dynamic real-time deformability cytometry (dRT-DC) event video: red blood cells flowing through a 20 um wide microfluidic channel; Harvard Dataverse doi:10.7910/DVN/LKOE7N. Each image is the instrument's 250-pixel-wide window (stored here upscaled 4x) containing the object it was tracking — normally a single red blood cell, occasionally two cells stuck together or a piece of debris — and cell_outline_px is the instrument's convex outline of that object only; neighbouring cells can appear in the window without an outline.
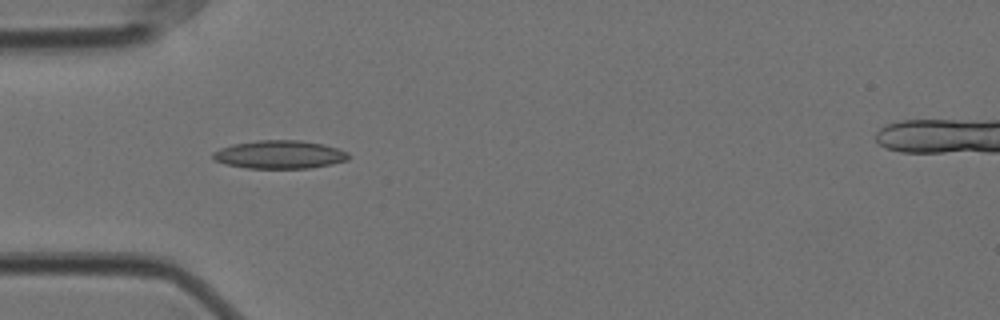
{"species": "Egyptian fruit bat (a non-hibernating species)", "species_latin": "Rousettus aegyptiacus", "temperature_condition": "cold", "stored_images_in_passage": 15, "camera_frame_rate_fps": 3000, "um_per_image_px": 0.085, "animal": {"sex": "female"}, "frame": {"image": 1, "passage_image": 5, "time_ms": 1.333, "image_size_px": [1000, 320], "cell_outline_px": [[348, 160], [332, 164], [312, 168], [248, 168], [224, 164], [216, 160], [212, 156], [212, 152], [220, 148], [232, 144], [256, 140], [300, 140], [324, 144], [348, 152]], "centroid_in_image_um": [23.75, 13.13], "position_along_channel_um": 61.2, "area_um2": 22.37}}
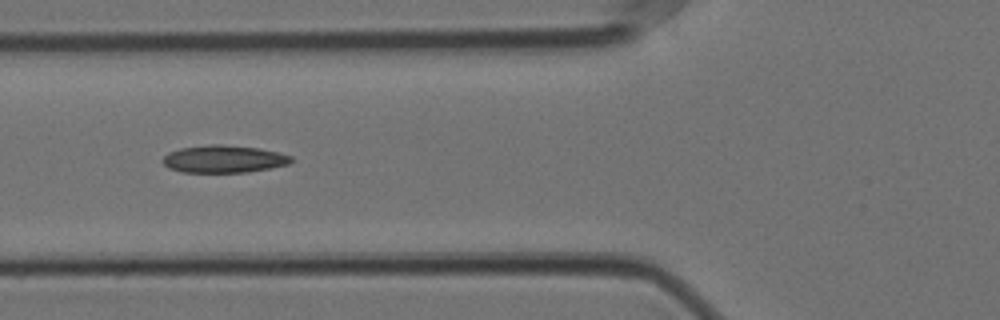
{"frame": {"image": 2, "passage_image": 9, "time_ms": 2.667, "image_size_px": [1000, 320], "cell_outline_px": [[292, 160], [288, 164], [272, 168], [248, 172], [180, 172], [168, 168], [160, 160], [168, 152], [180, 148], [208, 144], [220, 144], [260, 148], [280, 152], [292, 156]], "centroid_in_image_um": [19.01, 13.51], "position_along_channel_um": 106.8, "area_um2": 20.81}}